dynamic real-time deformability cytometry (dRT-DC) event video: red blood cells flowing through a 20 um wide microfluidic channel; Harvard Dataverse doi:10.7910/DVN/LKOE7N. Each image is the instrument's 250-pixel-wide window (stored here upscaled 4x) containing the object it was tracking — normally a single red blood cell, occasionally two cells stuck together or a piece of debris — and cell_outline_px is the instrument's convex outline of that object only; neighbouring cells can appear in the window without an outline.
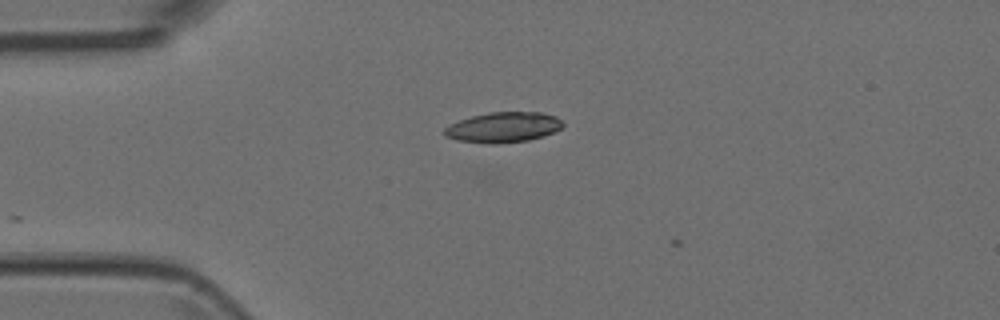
{"species": "Egyptian fruit bat (a non-hibernating species)", "species_latin": "Rousettus aegyptiacus", "temperature_condition": "room temperature", "stored_images_in_passage": 4, "camera_frame_rate_fps": 3000, "um_per_image_px": 0.085, "animal": {"sex": "female"}, "frame": {"image": 1, "passage_image": 4, "time_ms": 1.0, "image_size_px": [1000, 320], "cell_outline_px": [[564, 124], [560, 128], [544, 136], [528, 140], [496, 144], [488, 144], [456, 140], [444, 136], [444, 128], [448, 124], [472, 116], [488, 112], [540, 112], [556, 116]], "centroid_in_image_um": [42.74, 10.82], "position_along_channel_um": 42.3, "area_um2": 20.98}}